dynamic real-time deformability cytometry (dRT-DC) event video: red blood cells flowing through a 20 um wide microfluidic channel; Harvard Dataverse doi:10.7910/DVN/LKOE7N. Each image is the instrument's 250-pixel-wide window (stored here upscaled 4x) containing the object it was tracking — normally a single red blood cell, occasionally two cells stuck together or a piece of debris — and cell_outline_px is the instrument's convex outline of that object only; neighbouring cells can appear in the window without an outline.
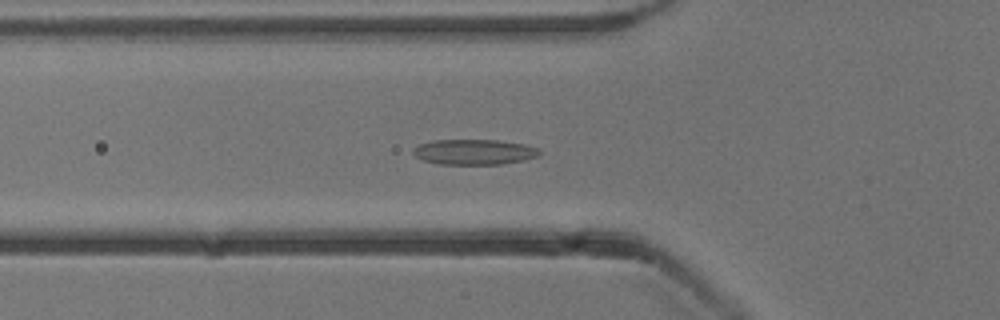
{"species": "common noctule bat (a hibernating species)", "species_latin": "Nyctalus noctula", "temperature_condition": "cold", "stored_images_in_passage": 54, "camera_frame_rate_fps": 3000, "um_per_image_px": 0.085, "animal": {"sex": "male", "body_mass_g": 13.3}, "frame": {"image": 1, "passage_image": 19, "time_ms": 6.0, "image_size_px": [1000, 320], "cell_outline_px": [[540, 152], [536, 156], [524, 160], [500, 164], [440, 164], [424, 160], [416, 156], [412, 152], [412, 148], [420, 144], [432, 140], [496, 140], [524, 144], [540, 148]], "centroid_in_image_um": [40.29, 12.91], "position_along_channel_um": 85.5, "area_um2": 18.55}}
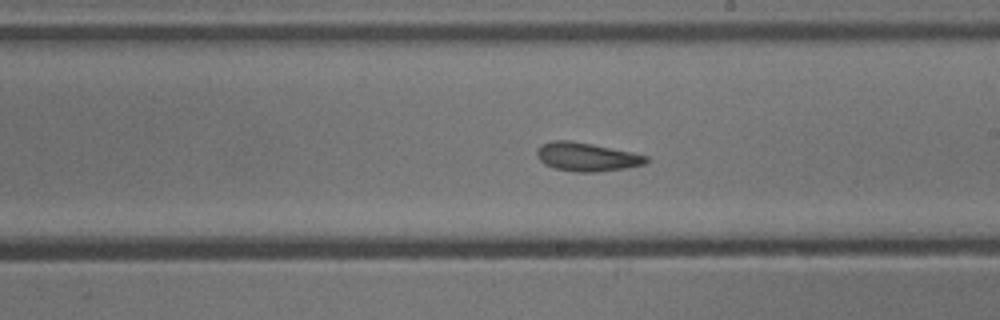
{"frame": {"image": 2, "passage_image": 31, "time_ms": 10.0, "image_size_px": [1000, 320], "cell_outline_px": [[648, 160], [644, 164], [624, 168], [596, 172], [576, 172], [556, 168], [544, 164], [536, 156], [536, 148], [540, 144], [552, 140], [572, 140], [632, 152], [648, 156]], "centroid_in_image_um": [49.82, 13.32], "position_along_channel_um": 239.2, "area_um2": 18.26}}
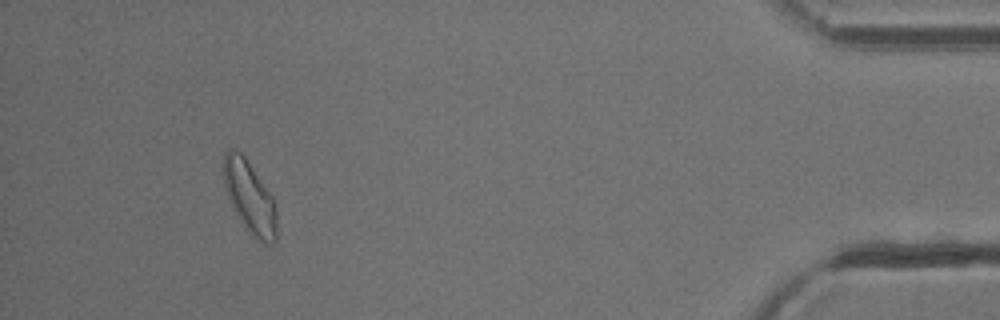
{"frame": {"image": 3, "passage_image": 50, "time_ms": 16.333, "image_size_px": [1000, 320], "cell_outline_px": [[276, 240], [272, 244], [264, 244], [256, 240], [248, 232], [232, 208], [224, 184], [224, 152], [228, 148], [232, 148], [240, 152], [244, 156], [272, 196], [276, 208]], "centroid_in_image_um": [21.22, 16.8], "position_along_channel_um": 414.0, "area_um2": 22.31}, "authors_computed_cell_mechanics": {"area_um2": 19.1318, "velocity_mm_per_s": 3.8236, "shape_relaxation_time_tau1_ms": 5.8304, "shape_relaxation_time_tau2_ms": 2.9839, "deformation_change_tau1": 0.1245, "deformation_change_tau2": 0.1149}}